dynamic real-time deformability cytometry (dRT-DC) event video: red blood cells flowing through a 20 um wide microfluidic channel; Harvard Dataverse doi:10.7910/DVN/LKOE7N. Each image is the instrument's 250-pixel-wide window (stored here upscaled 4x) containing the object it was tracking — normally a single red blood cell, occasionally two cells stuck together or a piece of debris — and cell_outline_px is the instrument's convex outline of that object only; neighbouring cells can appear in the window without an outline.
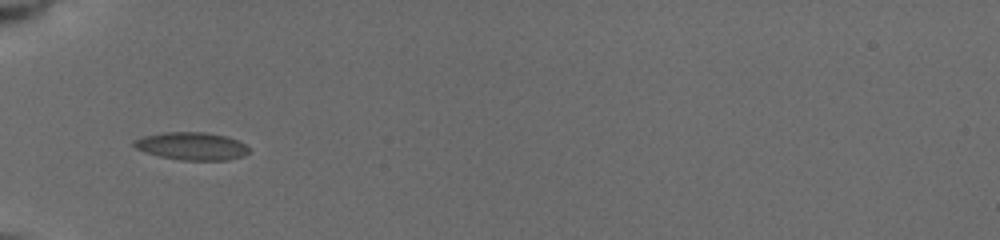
{"species": "common noctule bat (a hibernating species)", "species_latin": "Nyctalus noctula", "temperature_condition": "cold", "stored_images_in_passage": 48, "camera_frame_rate_fps": 3000, "um_per_image_px": 0.085, "animal": {"sex": "female", "body_mass_g": 19.5, "forearm_length_mm": 54.1}, "frame": {"image": 1, "passage_image": 1, "time_ms": 0.0, "image_size_px": [1000, 240], "cell_outline_px": [[248, 152], [244, 156], [228, 160], [180, 160], [160, 156], [144, 152], [136, 148], [132, 144], [132, 140], [144, 136], [164, 132], [204, 132], [224, 136], [236, 140], [244, 144], [248, 148]], "centroid_in_image_um": [16.25, 12.42], "position_along_channel_um": 68.7, "area_um2": 18.5}}
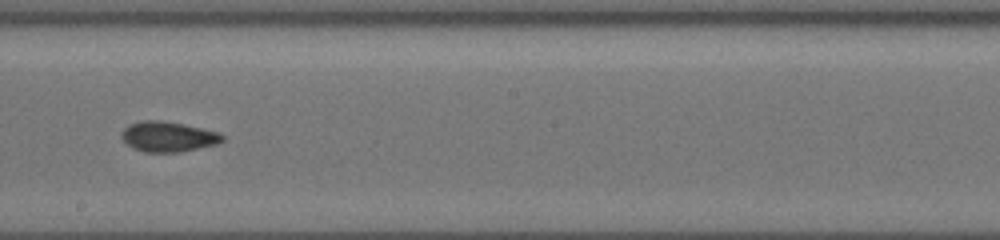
{"frame": {"image": 2, "passage_image": 21, "time_ms": 4.333, "image_size_px": [1000, 240], "cell_outline_px": [[224, 140], [216, 144], [180, 152], [144, 152], [132, 148], [120, 136], [120, 132], [128, 124], [140, 120], [164, 120], [204, 128], [220, 132], [224, 136]], "centroid_in_image_um": [14.27, 11.6], "position_along_channel_um": 233.9, "area_um2": 18.03}}
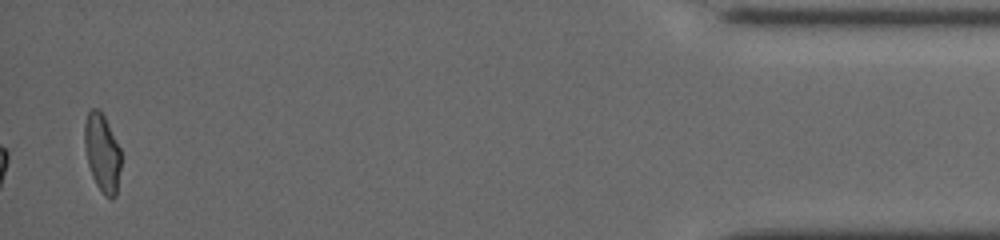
{"frame": {"image": 3, "passage_image": 48, "time_ms": 11.0, "image_size_px": [1000, 240], "cell_outline_px": [[120, 168], [116, 196], [112, 200], [108, 200], [104, 196], [96, 184], [92, 176], [88, 164], [84, 144], [84, 124], [88, 112], [92, 108], [100, 108], [120, 148]], "centroid_in_image_um": [8.68, 13.01], "position_along_channel_um": 426.5, "area_um2": 16.7}, "authors_computed_cell_mechanics": {"area_um2": 17.3978, "velocity_mm_per_s": 3.9226, "shape_relaxation_time_tau1_ms": 8.483, "shape_relaxation_time_tau2_ms": 1.6969, "deformation_change_tau1": 0.1601, "deformation_change_tau2": 0.068}}